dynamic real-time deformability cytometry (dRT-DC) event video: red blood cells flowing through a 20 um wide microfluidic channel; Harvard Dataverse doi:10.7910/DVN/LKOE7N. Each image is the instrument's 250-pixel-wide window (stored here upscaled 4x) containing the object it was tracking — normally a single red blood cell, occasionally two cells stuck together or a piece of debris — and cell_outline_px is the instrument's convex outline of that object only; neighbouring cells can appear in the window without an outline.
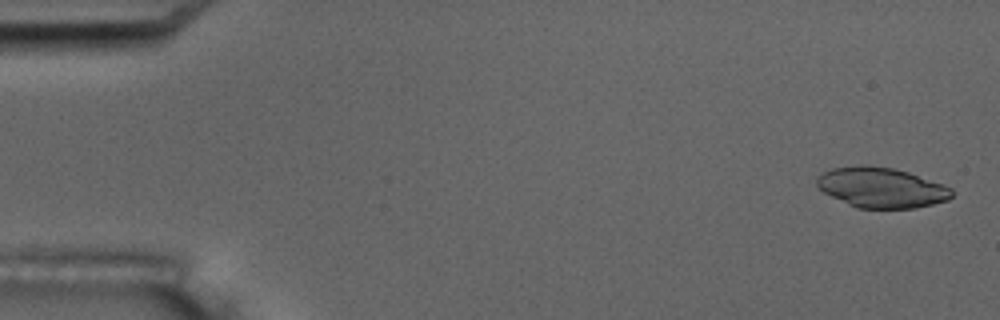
{"species": "common noctule bat (a hibernating species)", "species_latin": "Nyctalus noctula", "temperature_condition": "room temperature", "stored_images_in_passage": 6, "camera_frame_rate_fps": 3000, "um_per_image_px": 0.085, "animal": {"sex": "male", "body_mass_g": 17.5, "forearm_length_mm": 52.3}, "frame": {"image": 1, "passage_image": 1, "time_ms": 0.0, "image_size_px": [1000, 320], "cell_outline_px": [[952, 196], [948, 200], [916, 208], [856, 208], [824, 192], [816, 184], [816, 180], [824, 172], [832, 168], [860, 164], [868, 164], [892, 168], [908, 172], [944, 184], [952, 188]], "centroid_in_image_um": [74.93, 15.93], "position_along_channel_um": 10.1, "area_um2": 31.62}}